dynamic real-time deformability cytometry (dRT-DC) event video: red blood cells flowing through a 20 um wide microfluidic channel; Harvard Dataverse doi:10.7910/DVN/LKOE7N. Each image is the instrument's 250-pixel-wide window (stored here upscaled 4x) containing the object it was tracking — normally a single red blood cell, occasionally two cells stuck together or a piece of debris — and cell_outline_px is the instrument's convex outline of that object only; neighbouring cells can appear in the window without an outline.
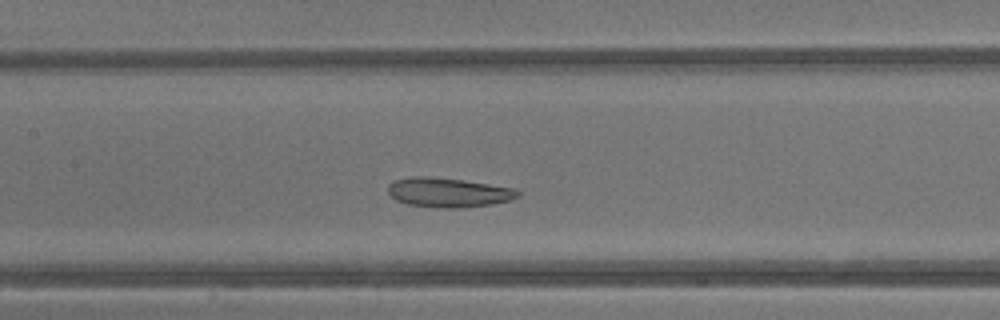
{"species": "common noctule bat (a hibernating species)", "species_latin": "Nyctalus noctula", "temperature_condition": "warm", "stored_images_in_passage": 36, "camera_frame_rate_fps": 3000, "um_per_image_px": 0.085, "animal": {"sex": "male", "body_mass_g": 13.3}, "frame": {"image": 1, "passage_image": 14, "time_ms": 4.333, "image_size_px": [1000, 320], "cell_outline_px": [[520, 196], [512, 200], [492, 204], [456, 208], [440, 208], [408, 204], [396, 200], [388, 192], [388, 184], [396, 180], [412, 176], [428, 176], [464, 180], [516, 188], [520, 192]], "centroid_in_image_um": [38.14, 16.35], "position_along_channel_um": 169.3, "area_um2": 22.37}}
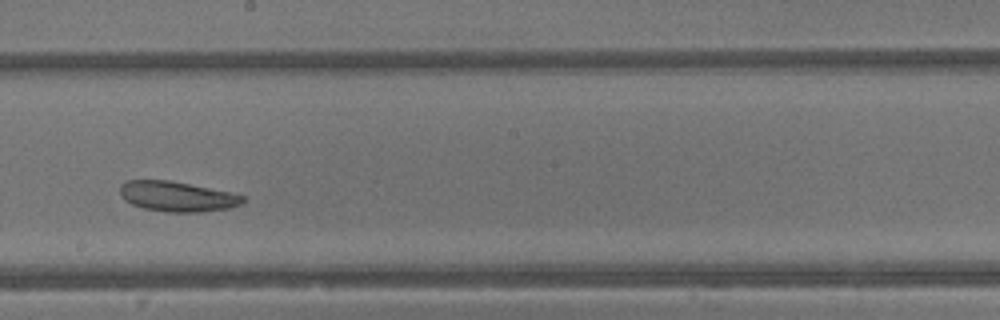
{"frame": {"image": 2, "passage_image": 18, "time_ms": 5.667, "image_size_px": [1000, 320], "cell_outline_px": [[244, 200], [240, 204], [228, 208], [200, 212], [168, 212], [144, 208], [132, 204], [124, 200], [120, 196], [120, 184], [128, 180], [168, 180], [232, 192], [244, 196]], "centroid_in_image_um": [15.03, 16.69], "position_along_channel_um": 233.2, "area_um2": 21.5}}
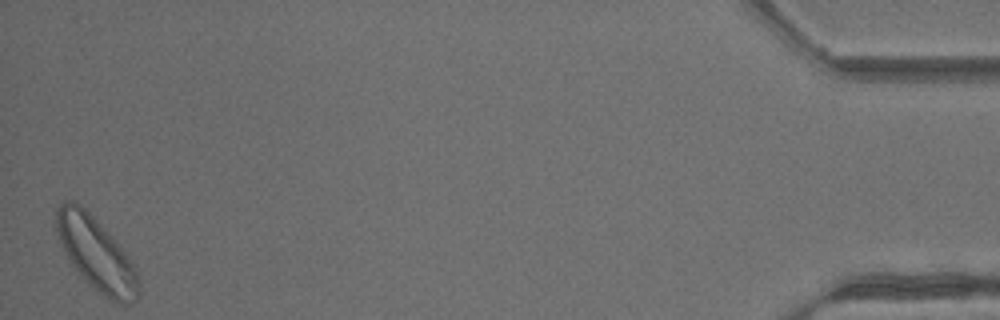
{"frame": {"image": 3, "passage_image": 36, "time_ms": 11.667, "image_size_px": [1000, 320], "cell_outline_px": [[140, 296], [132, 304], [120, 304], [104, 296], [92, 288], [80, 276], [68, 260], [60, 244], [52, 224], [56, 208], [64, 200], [76, 200], [116, 240], [132, 264], [136, 272], [140, 284]], "centroid_in_image_um": [8.11, 21.57], "position_along_channel_um": 427.1, "area_um2": 35.6}, "authors_computed_cell_mechanics": {"area_um2": 24.8829, "velocity_mm_per_s": 4.8152, "shape_relaxation_time_tau1_ms": 7.7389, "shape_relaxation_time_tau2_ms": null, "deformation_change_tau1": 0.1137, "deformation_change_tau2": null}}